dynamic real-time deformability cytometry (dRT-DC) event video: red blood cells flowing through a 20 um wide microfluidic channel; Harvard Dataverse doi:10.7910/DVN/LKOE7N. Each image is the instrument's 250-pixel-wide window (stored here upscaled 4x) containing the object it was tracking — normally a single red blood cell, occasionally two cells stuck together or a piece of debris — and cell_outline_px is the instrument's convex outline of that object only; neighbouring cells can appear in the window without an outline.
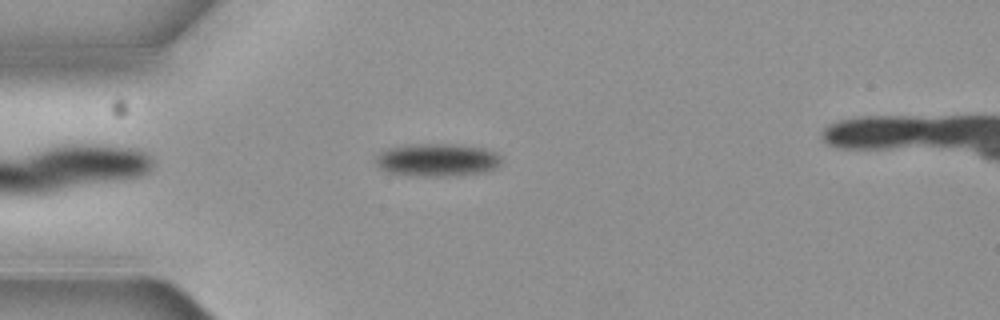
{"species": "common noctule bat (a hibernating species)", "species_latin": "Nyctalus noctula", "temperature_condition": "cold", "stored_images_in_passage": 4, "camera_frame_rate_fps": 3000, "um_per_image_px": 0.085, "animal": {"sex": "female", "body_mass_g": 19.3, "forearm_length_mm": 54.1}, "frame": {"image": 1, "passage_image": 1, "time_ms": 0.0, "image_size_px": [1000, 320], "cell_outline_px": [[504, 160], [500, 164], [492, 168], [480, 172], [448, 176], [424, 176], [388, 172], [380, 168], [372, 160], [380, 152], [388, 148], [408, 144], [448, 144], [488, 148], [496, 152]], "centroid_in_image_um": [37.14, 13.57], "position_along_channel_um": 47.9, "area_um2": 24.04}}
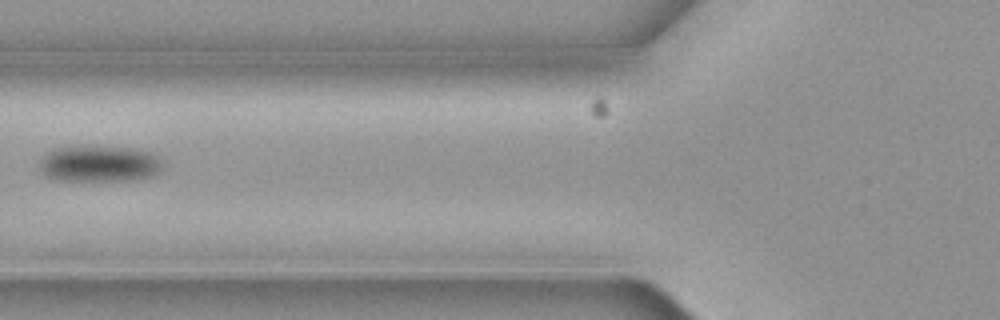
{"frame": {"image": 2, "passage_image": 3, "time_ms": 0.667, "image_size_px": [1000, 320], "cell_outline_px": [[160, 172], [152, 176], [132, 180], [60, 180], [48, 176], [40, 168], [40, 160], [44, 152], [52, 148], [88, 144], [132, 148], [148, 152], [156, 156], [160, 164]], "centroid_in_image_um": [8.38, 13.87], "position_along_channel_um": 117.4, "area_um2": 26.36}}
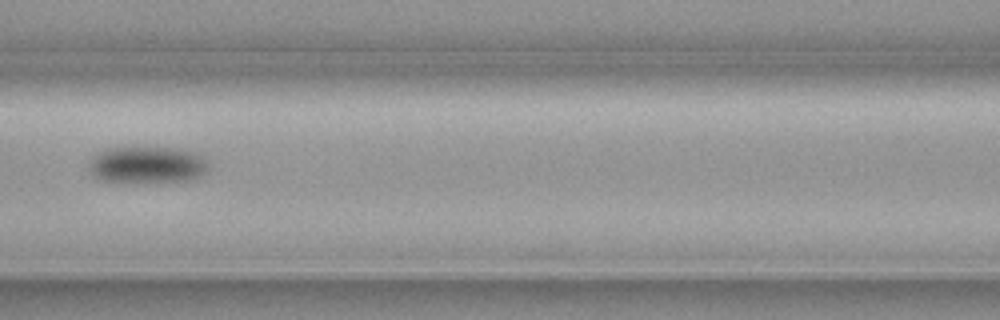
{"frame": {"image": 3, "passage_image": 4, "time_ms": 1.0, "image_size_px": [1000, 320], "cell_outline_px": [[208, 172], [196, 180], [100, 180], [92, 176], [88, 168], [88, 160], [92, 156], [108, 148], [132, 144], [180, 148], [200, 152], [208, 160]], "centroid_in_image_um": [12.56, 13.91], "position_along_channel_um": 154.0, "area_um2": 26.59}}